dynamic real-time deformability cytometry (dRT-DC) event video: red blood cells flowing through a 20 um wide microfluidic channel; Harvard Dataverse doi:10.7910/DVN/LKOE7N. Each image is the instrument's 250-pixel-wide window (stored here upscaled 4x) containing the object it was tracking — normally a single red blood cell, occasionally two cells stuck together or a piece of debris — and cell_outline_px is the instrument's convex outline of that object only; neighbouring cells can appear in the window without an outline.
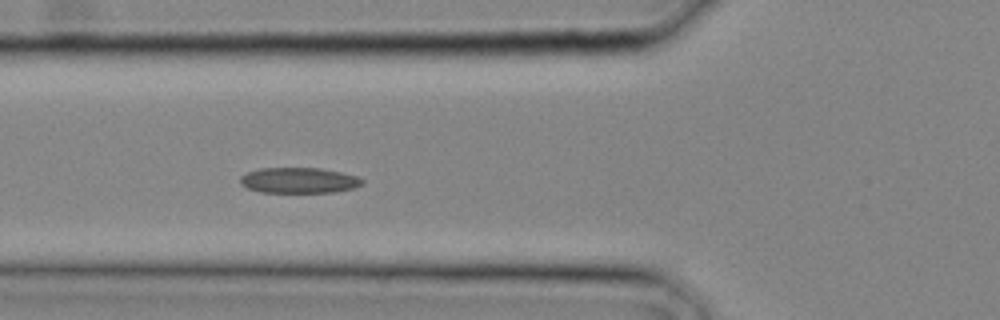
{"species": "common noctule bat (a hibernating species)", "species_latin": "Nyctalus noctula", "temperature_condition": "cold", "stored_images_in_passage": 27, "camera_frame_rate_fps": 3000, "um_per_image_px": 0.085, "animal": {"sex": "male", "body_mass_g": 20.4}, "frame": {"image": 1, "passage_image": 10, "time_ms": 3.0, "image_size_px": [1000, 320], "cell_outline_px": [[364, 184], [356, 188], [336, 192], [260, 192], [248, 188], [240, 184], [240, 176], [248, 172], [260, 168], [320, 168], [340, 172], [356, 176], [364, 180]], "centroid_in_image_um": [25.43, 15.33], "position_along_channel_um": 100.4, "area_um2": 18.26}}
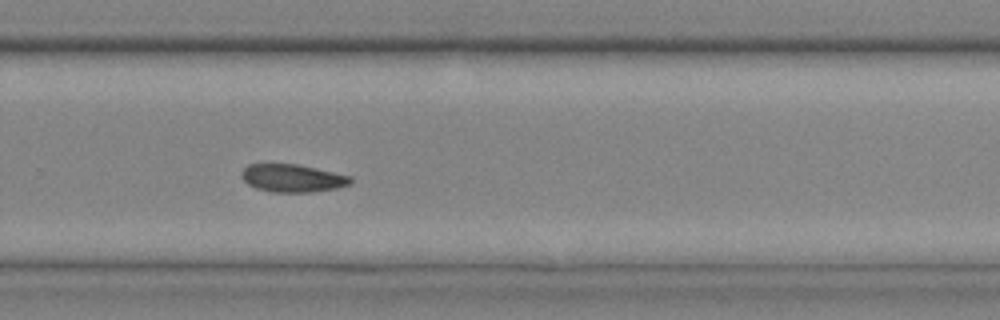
{"frame": {"image": 2, "passage_image": 19, "time_ms": 6.0, "image_size_px": [1000, 320], "cell_outline_px": [[352, 180], [348, 184], [336, 188], [312, 192], [272, 192], [256, 188], [248, 184], [240, 176], [240, 172], [248, 164], [296, 164], [316, 168], [352, 176]], "centroid_in_image_um": [24.83, 15.14], "position_along_channel_um": 305.0, "area_um2": 17.63}}
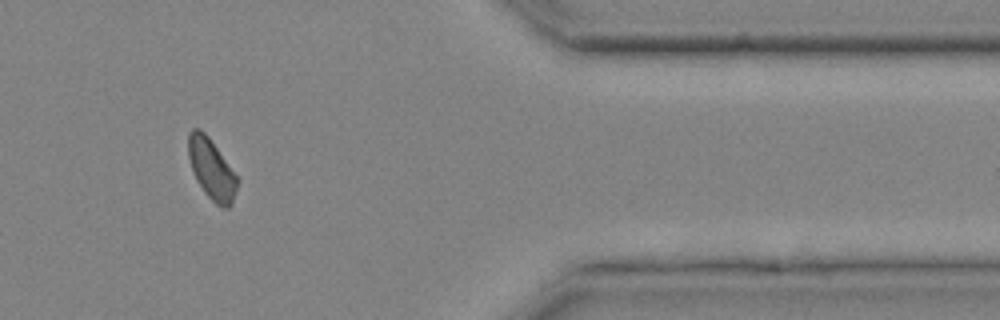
{"frame": {"image": 3, "passage_image": 24, "time_ms": 7.667, "image_size_px": [1000, 320], "cell_outline_px": [[240, 180], [232, 200], [228, 208], [224, 208], [216, 204], [204, 192], [196, 180], [192, 172], [188, 156], [188, 132], [192, 128], [200, 128], [208, 136]], "centroid_in_image_um": [17.96, 14.35], "position_along_channel_um": 393.4, "area_um2": 17.22}}